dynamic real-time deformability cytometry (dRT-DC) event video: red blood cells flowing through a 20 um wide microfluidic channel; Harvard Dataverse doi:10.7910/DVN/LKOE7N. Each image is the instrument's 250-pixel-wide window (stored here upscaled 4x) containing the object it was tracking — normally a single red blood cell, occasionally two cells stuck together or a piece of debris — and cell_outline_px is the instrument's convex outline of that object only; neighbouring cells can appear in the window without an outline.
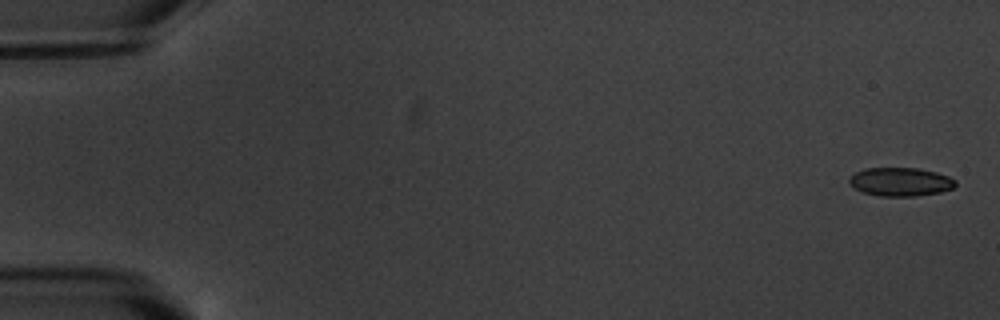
{"species": "common noctule bat (a hibernating species)", "species_latin": "Nyctalus noctula", "temperature_condition": "warm", "stored_images_in_passage": 6, "camera_frame_rate_fps": 3000, "um_per_image_px": 0.085, "animal": {"sex": "male", "body_mass_g": 20.1, "forearm_length_mm": 53.5}, "frame": {"image": 1, "passage_image": 1, "time_ms": 0.0, "image_size_px": [1000, 320], "cell_outline_px": [[956, 184], [952, 188], [940, 192], [916, 196], [880, 196], [864, 192], [856, 188], [848, 180], [856, 172], [864, 168], [920, 168], [936, 172], [948, 176], [956, 180]], "centroid_in_image_um": [76.57, 15.45], "position_along_channel_um": 8.4, "area_um2": 17.51}}
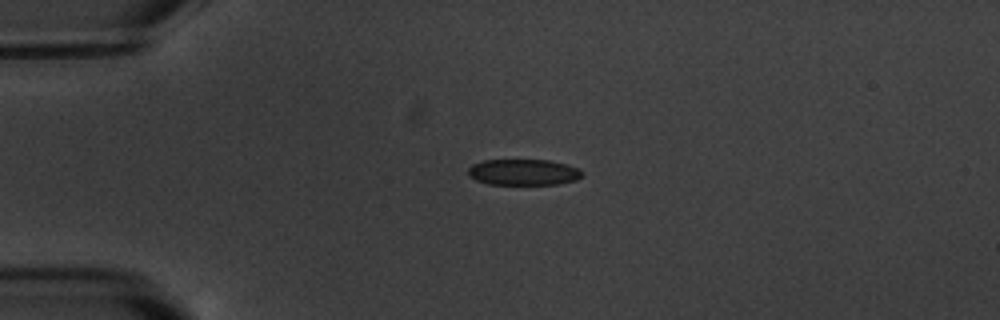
{"frame": {"image": 2, "passage_image": 4, "time_ms": 4.333, "image_size_px": [1000, 320], "cell_outline_px": [[584, 176], [576, 180], [560, 184], [488, 184], [476, 180], [468, 176], [468, 168], [472, 164], [484, 160], [548, 160], [580, 168], [584, 172]], "centroid_in_image_um": [44.51, 14.64], "position_along_channel_um": 40.5, "area_um2": 17.46}}